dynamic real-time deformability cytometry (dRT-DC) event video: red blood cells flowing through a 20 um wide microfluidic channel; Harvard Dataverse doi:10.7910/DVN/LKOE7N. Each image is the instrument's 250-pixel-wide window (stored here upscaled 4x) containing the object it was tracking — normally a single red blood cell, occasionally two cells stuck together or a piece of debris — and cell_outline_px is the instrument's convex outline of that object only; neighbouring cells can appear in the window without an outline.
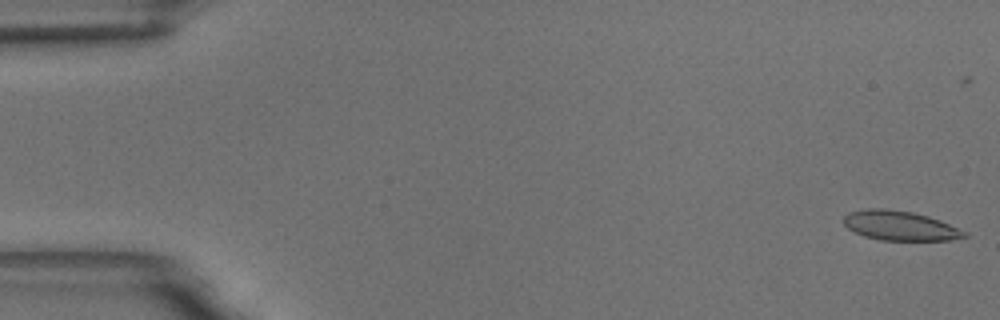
{"species": "common noctule bat (a hibernating species)", "species_latin": "Nyctalus noctula", "temperature_condition": "room temperature", "stored_images_in_passage": 55, "camera_frame_rate_fps": 3000, "um_per_image_px": 0.085, "animal": {"sex": "male", "body_mass_g": 18.8}, "frame": {"image": 1, "passage_image": 1, "time_ms": 0.0, "image_size_px": [1000, 320], "cell_outline_px": [[968, 236], [948, 240], [880, 240], [864, 236], [848, 228], [844, 224], [844, 216], [848, 212], [864, 208], [884, 208], [912, 212], [928, 216], [940, 220], [968, 232]], "centroid_in_image_um": [76.49, 19.17], "position_along_channel_um": 8.5, "area_um2": 20.81}}
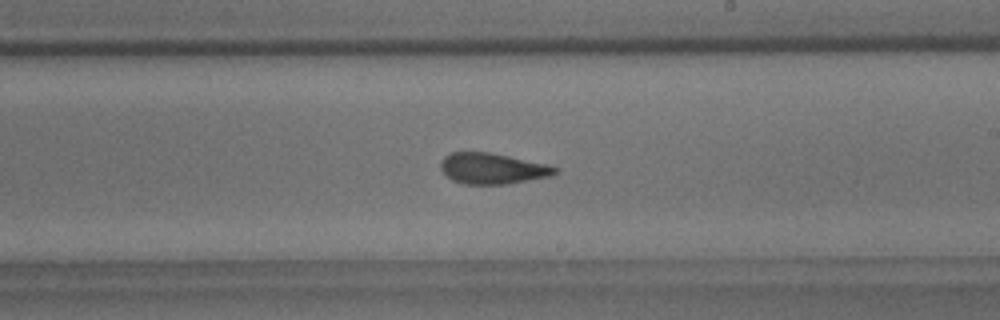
{"frame": {"image": 2, "passage_image": 32, "time_ms": 10.333, "image_size_px": [1000, 320], "cell_outline_px": [[560, 172], [552, 176], [508, 184], [464, 184], [452, 180], [440, 168], [440, 160], [444, 156], [452, 152], [488, 152], [552, 164], [560, 168]], "centroid_in_image_um": [41.94, 14.32], "position_along_channel_um": 247.1, "area_um2": 20.98}}
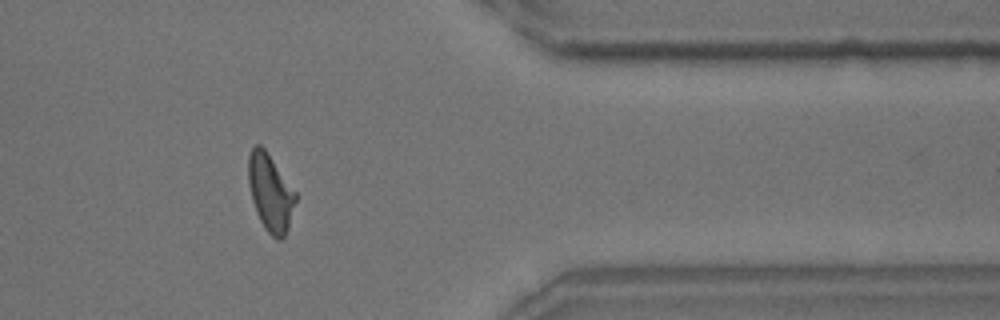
{"frame": {"image": 3, "passage_image": 45, "time_ms": 14.667, "image_size_px": [1000, 320], "cell_outline_px": [[296, 200], [288, 228], [284, 236], [280, 240], [276, 240], [264, 228], [256, 212], [252, 200], [248, 184], [248, 156], [252, 148], [256, 144], [260, 144], [268, 152], [296, 192]], "centroid_in_image_um": [22.97, 16.36], "position_along_channel_um": 388.4, "area_um2": 21.27}, "authors_computed_cell_mechanics": {"area_um2": 21.0392, "velocity_mm_per_s": 3.6812, "shape_relaxation_time_tau1_ms": 5.9955, "shape_relaxation_time_tau2_ms": 1.4477, "deformation_change_tau1": 0.1905, "deformation_change_tau2": 0.0982}}